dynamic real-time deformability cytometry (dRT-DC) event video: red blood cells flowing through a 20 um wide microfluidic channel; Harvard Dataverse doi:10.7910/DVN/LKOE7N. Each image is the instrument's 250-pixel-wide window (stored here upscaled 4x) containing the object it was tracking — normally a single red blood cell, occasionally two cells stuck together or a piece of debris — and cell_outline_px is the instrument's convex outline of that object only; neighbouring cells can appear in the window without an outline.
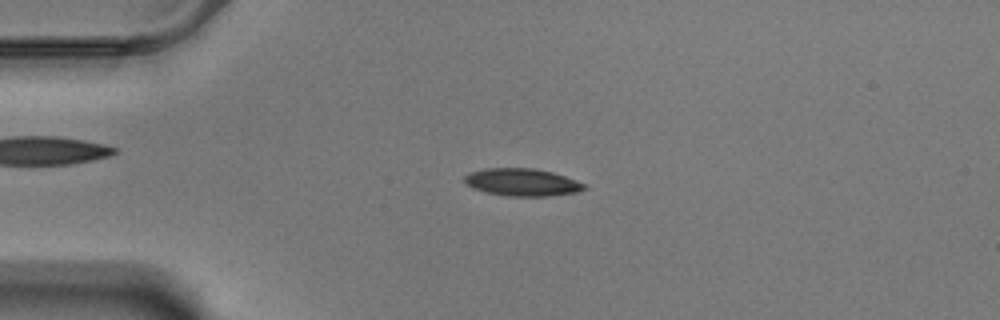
{"species": "Egyptian fruit bat (a non-hibernating species)", "species_latin": "Rousettus aegyptiacus", "temperature_condition": "warm", "stored_images_in_passage": 58, "camera_frame_rate_fps": 3000, "um_per_image_px": 0.085, "animal": {"sex": "male"}, "frame": {"image": 1, "passage_image": 14, "time_ms": 4.333, "image_size_px": [1000, 320], "cell_outline_px": [[588, 188], [576, 192], [552, 196], [508, 196], [488, 192], [472, 188], [464, 184], [464, 176], [468, 172], [484, 168], [532, 168], [552, 172], [588, 184]], "centroid_in_image_um": [44.38, 15.49], "position_along_channel_um": 40.6, "area_um2": 19.36}}
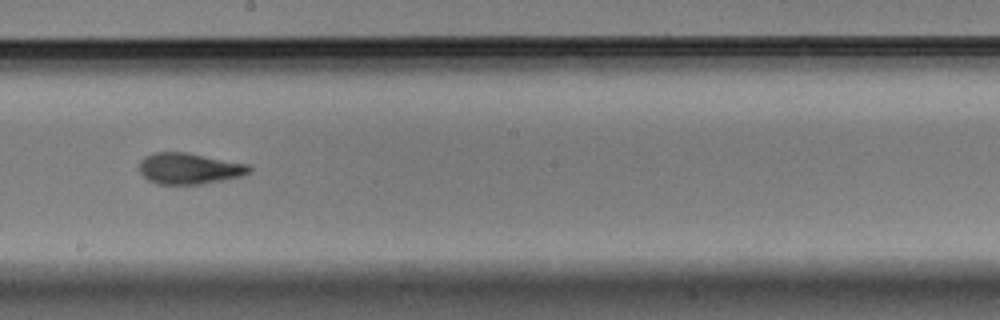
{"frame": {"image": 2, "passage_image": 33, "time_ms": 10.667, "image_size_px": [1000, 320], "cell_outline_px": [[252, 172], [244, 176], [200, 184], [156, 184], [148, 180], [140, 172], [140, 160], [144, 156], [156, 152], [188, 152], [248, 164], [252, 168]], "centroid_in_image_um": [16.11, 14.32], "position_along_channel_um": 232.1, "area_um2": 20.11}}
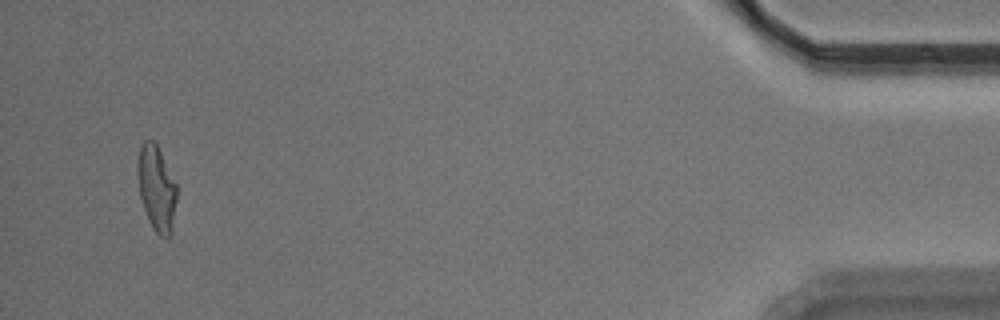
{"frame": {"image": 3, "passage_image": 56, "time_ms": 18.333, "image_size_px": [1000, 320], "cell_outline_px": [[176, 200], [172, 232], [168, 236], [160, 236], [152, 228], [148, 220], [140, 196], [136, 172], [136, 168], [140, 144], [144, 140], [152, 140], [156, 144], [176, 184]], "centroid_in_image_um": [13.28, 16.0], "position_along_channel_um": 421.9, "area_um2": 19.36}, "authors_computed_cell_mechanics": {"area_um2": 19.5653, "velocity_mm_per_s": 3.4677, "shape_relaxation_time_tau1_ms": 4.9881, "shape_relaxation_time_tau2_ms": 1.7881, "deformation_change_tau1": 0.1955, "deformation_change_tau2": 0.0929}}